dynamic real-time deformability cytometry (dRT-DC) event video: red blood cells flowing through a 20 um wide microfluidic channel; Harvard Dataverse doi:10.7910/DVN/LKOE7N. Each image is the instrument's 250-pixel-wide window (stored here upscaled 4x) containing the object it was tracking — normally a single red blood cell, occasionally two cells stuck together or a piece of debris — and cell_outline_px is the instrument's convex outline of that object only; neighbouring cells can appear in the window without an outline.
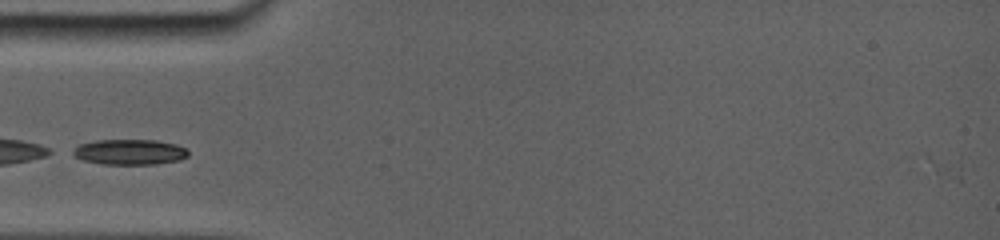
{"species": "common noctule bat (a hibernating species)", "species_latin": "Nyctalus noctula", "temperature_condition": "room temperature", "stored_images_in_passage": 29, "camera_frame_rate_fps": 5000, "um_per_image_px": 0.085, "animal": {"sex": "female", "body_mass_g": 19.0, "forearm_length_mm": 56.7}, "frame": {"image": 1, "passage_image": 1, "time_ms": 0.0, "image_size_px": [1000, 240], "cell_outline_px": [[188, 156], [180, 160], [156, 164], [100, 164], [84, 160], [72, 156], [68, 152], [80, 144], [100, 140], [156, 140], [172, 144], [184, 148], [188, 152]], "centroid_in_image_um": [10.96, 12.93], "position_along_channel_um": 74.0, "area_um2": 17.05}}